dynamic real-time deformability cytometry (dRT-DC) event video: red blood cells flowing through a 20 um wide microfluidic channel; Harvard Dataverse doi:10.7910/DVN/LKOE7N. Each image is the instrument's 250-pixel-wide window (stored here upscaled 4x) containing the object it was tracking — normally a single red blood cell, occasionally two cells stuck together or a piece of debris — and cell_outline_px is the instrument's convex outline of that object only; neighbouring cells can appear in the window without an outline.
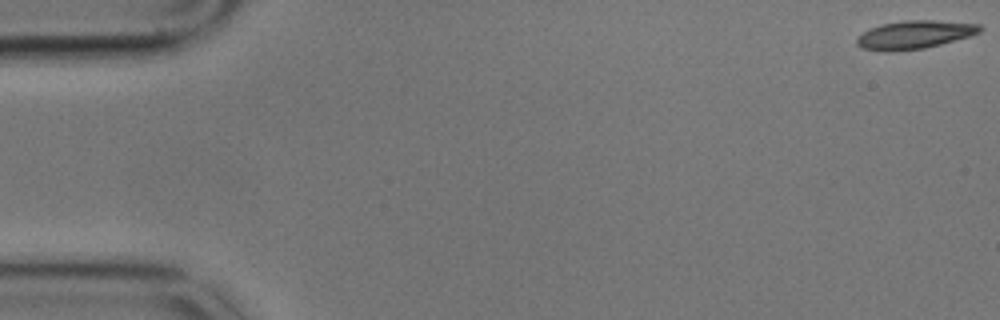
{"species": "common noctule bat (a hibernating species)", "species_latin": "Nyctalus noctula", "temperature_condition": "cold", "stored_images_in_passage": 8, "camera_frame_rate_fps": 3000, "um_per_image_px": 0.085, "animal": {"sex": "male", "body_mass_g": 17.9}, "frame": {"image": 1, "passage_image": 1, "time_ms": 0.0, "image_size_px": [1000, 320], "cell_outline_px": [[984, 28], [980, 32], [968, 36], [940, 44], [924, 48], [892, 52], [884, 52], [860, 48], [856, 44], [856, 36], [880, 24], [904, 20], [936, 20], [980, 24]], "centroid_in_image_um": [77.69, 2.95], "position_along_channel_um": 7.3, "area_um2": 20.4}}